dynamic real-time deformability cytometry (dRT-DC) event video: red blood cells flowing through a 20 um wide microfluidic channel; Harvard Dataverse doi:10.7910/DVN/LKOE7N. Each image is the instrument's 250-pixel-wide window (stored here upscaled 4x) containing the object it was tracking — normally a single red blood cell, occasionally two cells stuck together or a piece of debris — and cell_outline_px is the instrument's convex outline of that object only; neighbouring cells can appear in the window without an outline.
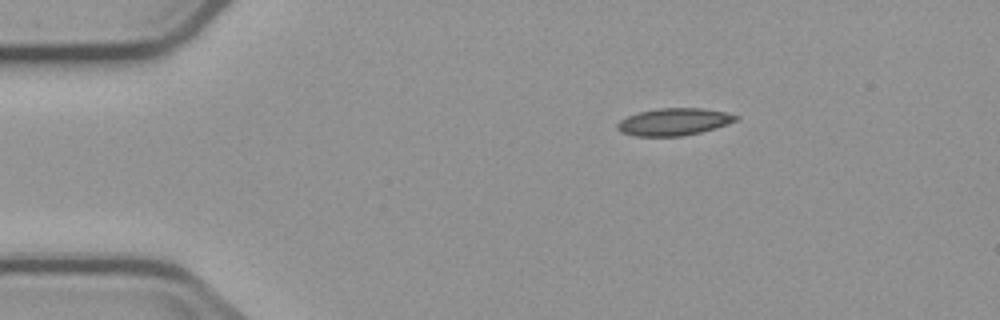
{"species": "common noctule bat (a hibernating species)", "species_latin": "Nyctalus noctula", "temperature_condition": "cold", "stored_images_in_passage": 2, "camera_frame_rate_fps": 3000, "um_per_image_px": 0.085, "animal": {"sex": "male", "body_mass_g": 23.1, "forearm_length_mm": 52.7}, "frame": {"image": 1, "passage_image": 1, "time_ms": 0.0, "image_size_px": [1000, 320], "cell_outline_px": [[740, 116], [736, 120], [728, 124], [716, 128], [700, 132], [680, 136], [636, 136], [620, 132], [616, 128], [616, 124], [620, 120], [636, 112], [656, 108], [704, 108], [728, 112]], "centroid_in_image_um": [57.28, 10.34], "position_along_channel_um": 27.7, "area_um2": 19.02}}